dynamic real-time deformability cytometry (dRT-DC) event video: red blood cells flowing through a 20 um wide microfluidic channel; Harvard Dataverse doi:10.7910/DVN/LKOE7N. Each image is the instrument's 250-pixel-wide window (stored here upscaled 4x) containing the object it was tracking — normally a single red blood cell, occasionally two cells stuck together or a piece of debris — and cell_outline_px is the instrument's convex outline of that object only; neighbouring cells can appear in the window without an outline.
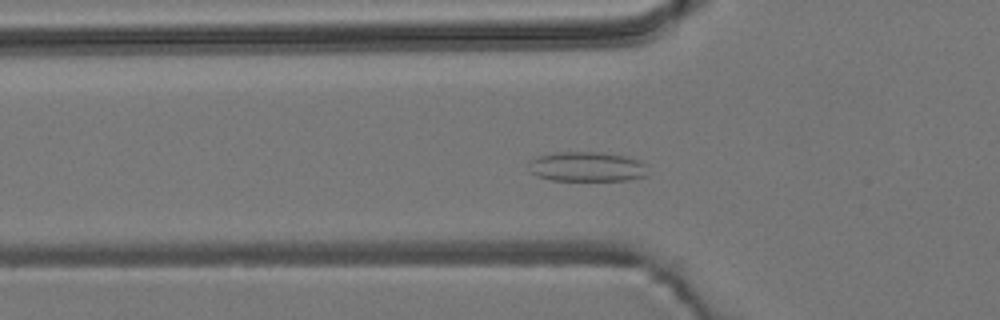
{"species": "common noctule bat (a hibernating species)", "species_latin": "Nyctalus noctula", "temperature_condition": "room temperature", "stored_images_in_passage": 51, "camera_frame_rate_fps": 3000, "um_per_image_px": 0.085, "animal": {"sex": "male", "body_mass_g": 19.2, "forearm_length_mm": 51.8}, "frame": {"image": 1, "passage_image": 15, "time_ms": 4.667, "image_size_px": [1000, 320], "cell_outline_px": [[644, 176], [628, 180], [552, 180], [536, 176], [528, 172], [532, 160], [540, 156], [556, 152], [600, 152], [624, 156], [640, 160], [644, 164]], "centroid_in_image_um": [49.84, 14.17], "position_along_channel_um": 76.0, "area_um2": 20.35}}
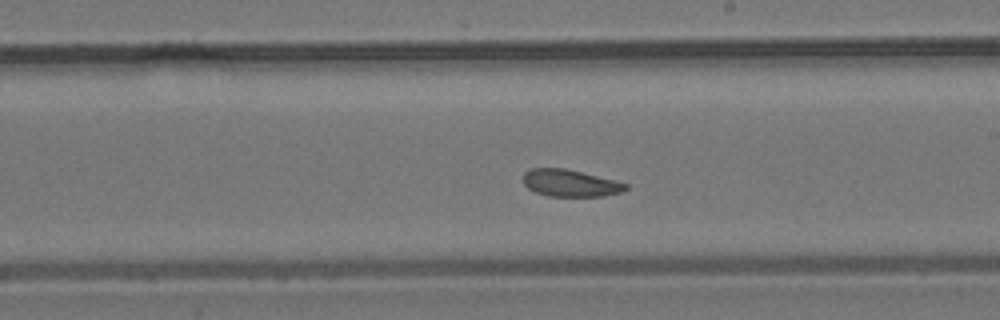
{"frame": {"image": 2, "passage_image": 28, "time_ms": 9.0, "image_size_px": [1000, 320], "cell_outline_px": [[628, 188], [620, 192], [604, 196], [548, 196], [536, 192], [528, 188], [524, 184], [524, 172], [528, 168], [564, 168], [616, 180], [628, 184]], "centroid_in_image_um": [48.46, 15.56], "position_along_channel_um": 240.5, "area_um2": 16.13}}
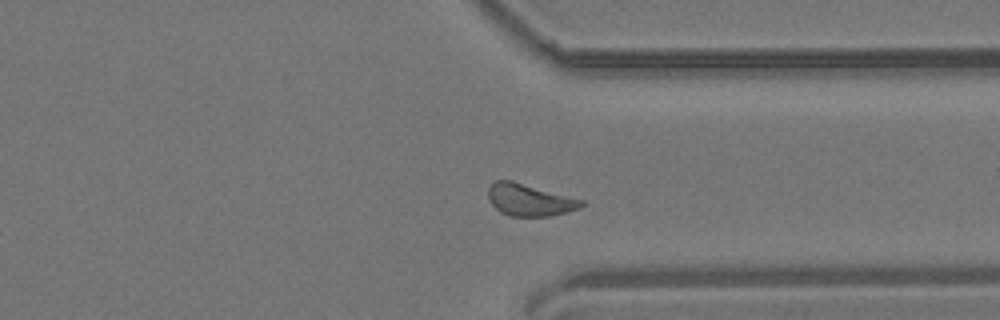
{"frame": {"image": 3, "passage_image": 38, "time_ms": 12.333, "image_size_px": [1000, 320], "cell_outline_px": [[584, 204], [580, 208], [568, 212], [548, 216], [512, 216], [500, 212], [488, 200], [488, 188], [496, 180], [512, 180], [584, 200]], "centroid_in_image_um": [45.01, 16.99], "position_along_channel_um": 366.4, "area_um2": 17.4}, "authors_computed_cell_mechanics": {"area_um2": 17.2822, "velocity_mm_per_s": 3.7879, "shape_relaxation_time_tau1_ms": null, "shape_relaxation_time_tau2_ms": 3.0331, "deformation_change_tau1": null, "deformation_change_tau2": 0.0848}}